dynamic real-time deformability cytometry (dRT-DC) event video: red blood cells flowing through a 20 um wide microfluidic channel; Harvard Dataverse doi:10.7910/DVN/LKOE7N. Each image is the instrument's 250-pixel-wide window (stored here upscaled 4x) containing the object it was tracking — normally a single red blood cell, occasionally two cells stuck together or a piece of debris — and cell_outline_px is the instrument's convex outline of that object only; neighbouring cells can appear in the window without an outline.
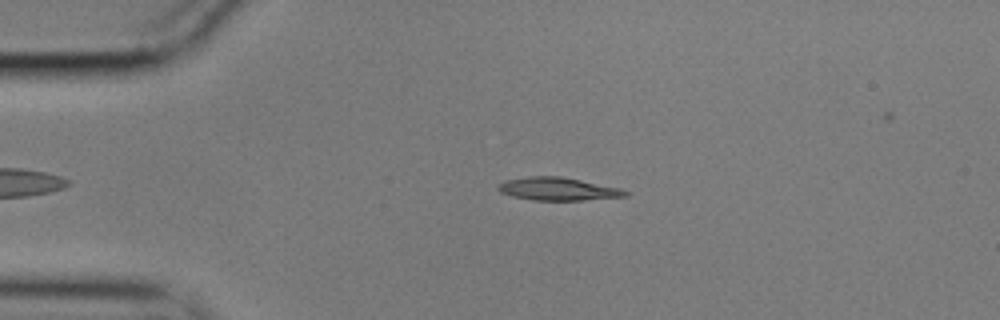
{"species": "common noctule bat (a hibernating species)", "species_latin": "Nyctalus noctula", "temperature_condition": "cold", "stored_images_in_passage": 55, "camera_frame_rate_fps": 3000, "um_per_image_px": 0.085, "animal": {"sex": "male", "body_mass_g": 17.9}, "frame": {"image": 1, "passage_image": 11, "time_ms": 3.333, "image_size_px": [1000, 320], "cell_outline_px": [[632, 192], [628, 196], [580, 200], [532, 200], [512, 196], [500, 192], [496, 188], [504, 180], [528, 176], [560, 176], [620, 188]], "centroid_in_image_um": [47.42, 16.06], "position_along_channel_um": 37.6, "area_um2": 16.99}}
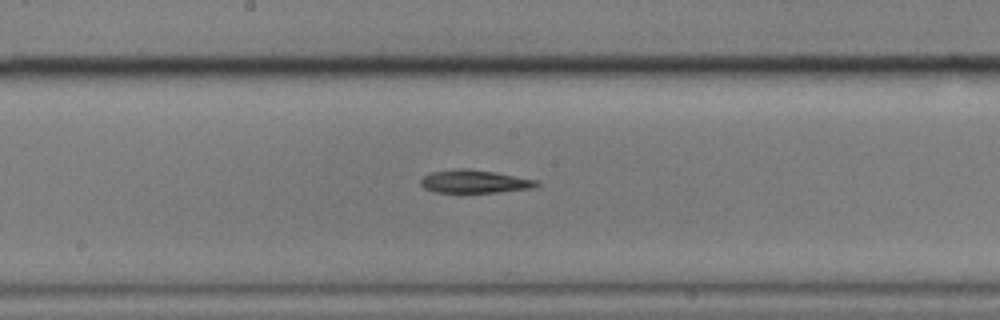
{"frame": {"image": 2, "passage_image": 28, "time_ms": 9.0, "image_size_px": [1000, 320], "cell_outline_px": [[540, 184], [536, 188], [496, 192], [432, 192], [424, 188], [420, 184], [420, 180], [424, 176], [432, 172], [460, 168], [468, 168], [496, 172], [540, 180]], "centroid_in_image_um": [40.39, 15.42], "position_along_channel_um": 207.8, "area_um2": 15.78}}
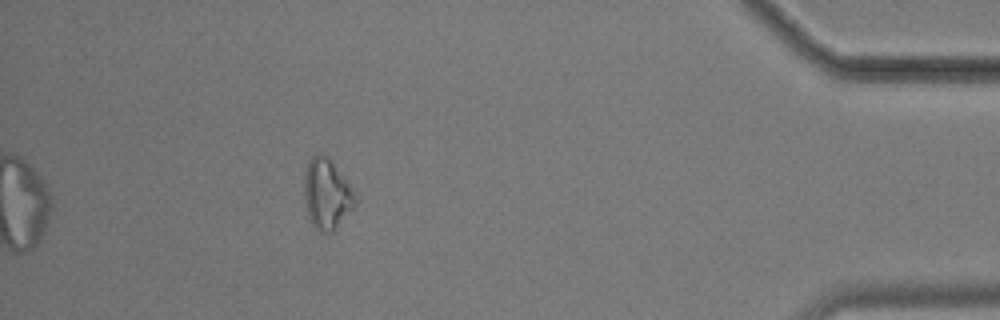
{"frame": {"image": 3, "passage_image": 49, "time_ms": 16.0, "image_size_px": [1000, 320], "cell_outline_px": [[356, 204], [332, 232], [324, 232], [316, 228], [312, 224], [308, 216], [304, 196], [304, 172], [308, 160], [312, 152], [320, 152], [328, 156], [332, 160], [356, 192]], "centroid_in_image_um": [27.77, 16.4], "position_along_channel_um": 407.4, "area_um2": 21.27}}